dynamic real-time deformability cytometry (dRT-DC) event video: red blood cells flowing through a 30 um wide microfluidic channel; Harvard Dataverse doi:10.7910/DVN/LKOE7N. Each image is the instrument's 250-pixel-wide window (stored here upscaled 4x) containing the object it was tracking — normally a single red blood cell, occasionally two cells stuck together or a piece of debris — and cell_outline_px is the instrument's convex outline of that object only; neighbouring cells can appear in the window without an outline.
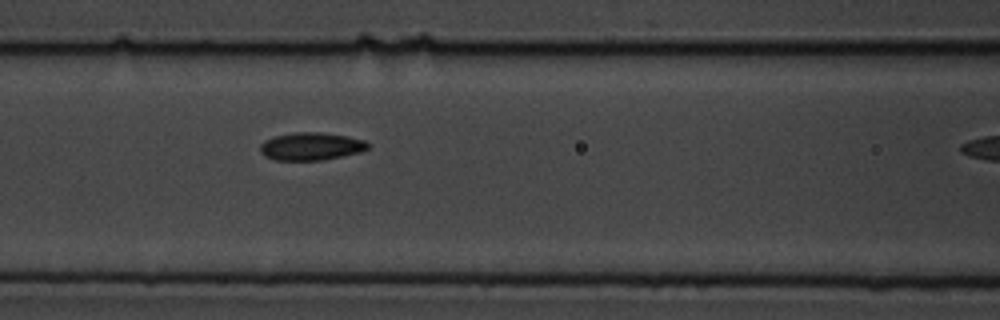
{"species": "common noctule bat (a hibernating species)", "species_latin": "Nyctalus noctula", "temperature_condition": "cold", "stored_images_in_passage": 6, "segment_of_instrument_passage": [1, 2], "camera_frame_rate_fps": 3000, "um_per_image_px": 0.085, "animal": {"sex": "male", "body_mass_g": 19.5, "forearm_length_mm": 54.6}, "frame": {"image": 1, "passage_image": 5, "time_ms": 5.333, "image_size_px": [1000, 320], "cell_outline_px": [[368, 148], [360, 152], [320, 160], [276, 160], [264, 156], [260, 152], [260, 144], [264, 140], [276, 136], [296, 132], [320, 132], [348, 136], [364, 140], [368, 144]], "centroid_in_image_um": [26.41, 12.43], "position_along_channel_um": 140.2, "area_um2": 17.28}}